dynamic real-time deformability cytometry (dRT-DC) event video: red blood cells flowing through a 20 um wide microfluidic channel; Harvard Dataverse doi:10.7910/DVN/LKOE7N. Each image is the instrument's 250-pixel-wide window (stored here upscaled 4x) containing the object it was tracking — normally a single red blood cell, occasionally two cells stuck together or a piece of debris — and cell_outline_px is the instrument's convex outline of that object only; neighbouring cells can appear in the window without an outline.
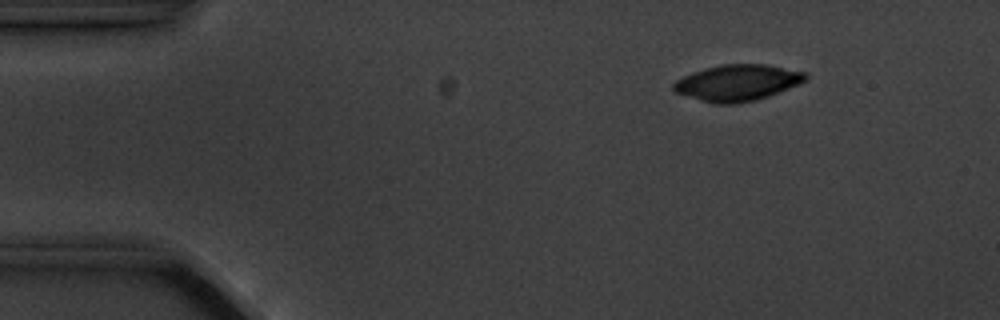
{"species": "common noctule bat (a hibernating species)", "species_latin": "Nyctalus noctula", "temperature_condition": "cold", "stored_images_in_passage": 4, "camera_frame_rate_fps": 3000, "um_per_image_px": 0.085, "animal": {"sex": "male", "body_mass_g": 20.1, "forearm_length_mm": 53.5}, "frame": {"image": 1, "passage_image": 2, "time_ms": 1.0, "image_size_px": [1000, 320], "cell_outline_px": [[808, 80], [788, 88], [756, 100], [732, 104], [716, 104], [700, 100], [676, 92], [672, 88], [672, 84], [676, 80], [692, 72], [704, 68], [724, 64], [764, 64], [808, 72]], "centroid_in_image_um": [62.69, 7.02], "position_along_channel_um": 22.3, "area_um2": 27.74}}